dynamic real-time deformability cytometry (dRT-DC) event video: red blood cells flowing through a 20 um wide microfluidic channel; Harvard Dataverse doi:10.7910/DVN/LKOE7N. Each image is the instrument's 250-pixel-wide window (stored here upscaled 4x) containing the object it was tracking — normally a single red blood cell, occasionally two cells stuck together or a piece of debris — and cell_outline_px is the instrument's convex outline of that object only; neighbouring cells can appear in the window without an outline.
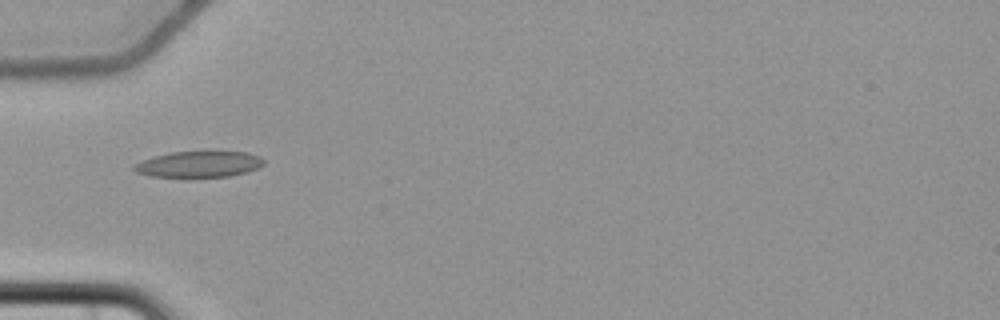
{"species": "common noctule bat (a hibernating species)", "species_latin": "Nyctalus noctula", "temperature_condition": "cold", "stored_images_in_passage": 7, "camera_frame_rate_fps": 3000, "um_per_image_px": 0.085, "animal": {"sex": "female", "body_mass_g": 22.7, "forearm_length_mm": 54.2}, "frame": {"image": 1, "passage_image": 6, "time_ms": 6.0, "image_size_px": [1000, 320], "cell_outline_px": [[264, 164], [260, 168], [228, 176], [148, 176], [136, 172], [132, 168], [132, 164], [140, 160], [152, 156], [168, 152], [208, 148], [212, 148], [248, 152], [260, 156], [264, 160]], "centroid_in_image_um": [16.91, 13.88], "position_along_channel_um": 68.1, "area_um2": 20.87}}
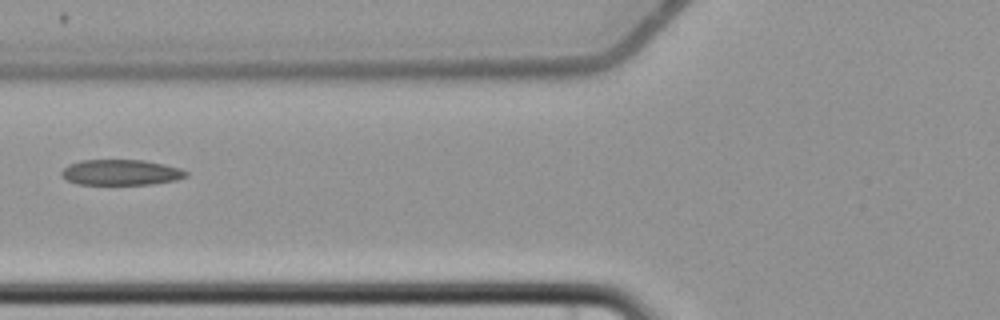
{"frame": {"image": 2, "passage_image": 7, "time_ms": 7.333, "image_size_px": [1000, 320], "cell_outline_px": [[188, 176], [176, 180], [152, 184], [76, 184], [60, 176], [60, 172], [68, 164], [80, 160], [144, 160], [164, 164], [180, 168], [188, 172]], "centroid_in_image_um": [10.27, 14.65], "position_along_channel_um": 115.5, "area_um2": 18.67}}